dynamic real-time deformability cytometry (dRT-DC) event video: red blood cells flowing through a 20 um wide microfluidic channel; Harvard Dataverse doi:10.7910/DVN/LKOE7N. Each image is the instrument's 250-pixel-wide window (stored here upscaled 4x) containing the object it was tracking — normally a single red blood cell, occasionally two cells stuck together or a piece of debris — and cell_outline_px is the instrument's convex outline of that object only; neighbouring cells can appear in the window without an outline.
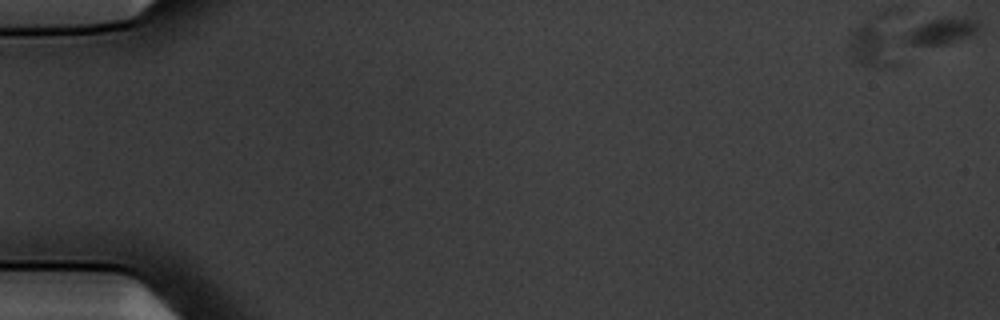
{"species": "common noctule bat (a hibernating species)", "species_latin": "Nyctalus noctula", "temperature_condition": "warm", "stored_images_in_passage": 6, "camera_frame_rate_fps": 3000, "um_per_image_px": 0.085, "animal": {"sex": "male", "body_mass_g": 20.1, "forearm_length_mm": 53.5}, "frame": {"image": 1, "passage_image": 1, "time_ms": 0.0, "image_size_px": [1000, 320], "cell_outline_px": [[984, 28], [980, 32], [972, 36], [948, 44], [908, 44], [900, 40], [904, 32], [912, 28], [932, 20], [944, 16], [964, 16], [984, 20]], "centroid_in_image_um": [80.21, 2.6], "position_along_channel_um": 4.8, "area_um2": 12.2}}